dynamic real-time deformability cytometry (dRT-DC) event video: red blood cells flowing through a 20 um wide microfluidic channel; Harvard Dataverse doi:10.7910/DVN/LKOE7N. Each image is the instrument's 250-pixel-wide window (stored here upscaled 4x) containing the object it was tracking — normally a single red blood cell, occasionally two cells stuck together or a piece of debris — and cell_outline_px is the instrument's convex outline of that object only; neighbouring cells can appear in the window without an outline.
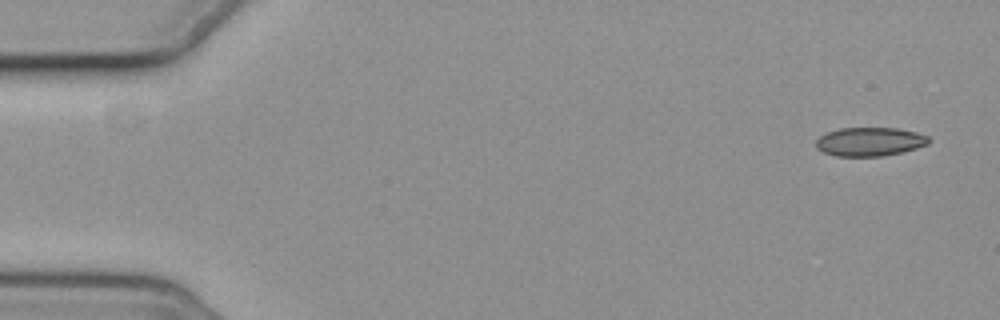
{"species": "common noctule bat (a hibernating species)", "species_latin": "Nyctalus noctula", "temperature_condition": "cold", "stored_images_in_passage": 5, "camera_frame_rate_fps": 3000, "um_per_image_px": 0.085, "animal": {"sex": "female", "body_mass_g": 19.3, "forearm_length_mm": 54.1}, "frame": {"image": 1, "passage_image": 1, "time_ms": 0.0, "image_size_px": [1000, 320], "cell_outline_px": [[932, 140], [928, 144], [904, 152], [884, 156], [836, 156], [824, 152], [816, 148], [816, 140], [820, 136], [828, 132], [840, 128], [896, 128], [916, 132], [928, 136]], "centroid_in_image_um": [73.96, 12.05], "position_along_channel_um": 11.0, "area_um2": 18.96}}
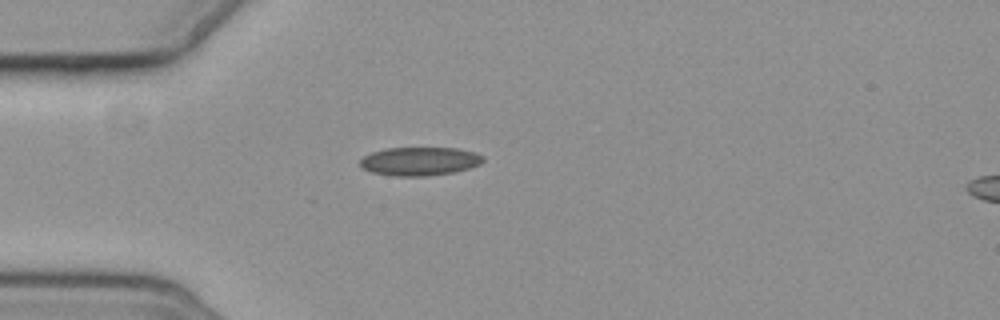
{"frame": {"image": 2, "passage_image": 5, "time_ms": 4.333, "image_size_px": [1000, 320], "cell_outline_px": [[484, 160], [480, 164], [468, 168], [452, 172], [428, 176], [392, 176], [372, 172], [360, 168], [360, 160], [364, 156], [372, 152], [388, 148], [456, 148], [476, 152], [484, 156]], "centroid_in_image_um": [35.66, 13.71], "position_along_channel_um": 49.3, "area_um2": 20.46}}